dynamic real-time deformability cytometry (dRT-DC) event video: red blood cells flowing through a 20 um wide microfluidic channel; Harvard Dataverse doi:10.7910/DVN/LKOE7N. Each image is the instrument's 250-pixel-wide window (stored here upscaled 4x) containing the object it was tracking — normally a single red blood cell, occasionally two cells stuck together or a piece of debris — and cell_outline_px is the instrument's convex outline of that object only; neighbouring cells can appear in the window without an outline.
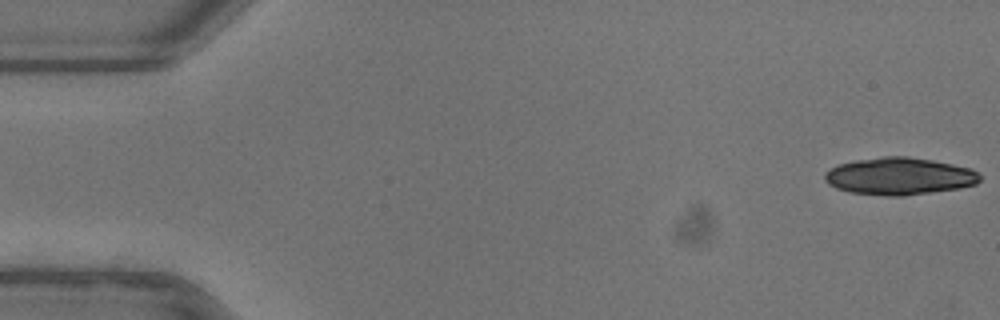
{"species": "common noctule bat (a hibernating species)", "species_latin": "Nyctalus noctula", "temperature_condition": "warm", "stored_images_in_passage": 39, "camera_frame_rate_fps": 3000, "um_per_image_px": 0.085, "animal": {"sex": "female"}, "frame": {"image": 1, "passage_image": 1, "time_ms": 0.0, "image_size_px": [1000, 320], "cell_outline_px": [[980, 180], [976, 184], [960, 188], [904, 196], [884, 196], [848, 192], [836, 188], [828, 184], [824, 180], [824, 172], [836, 164], [856, 160], [884, 156], [908, 156], [932, 160], [972, 168], [980, 176]], "centroid_in_image_um": [76.4, 14.98], "position_along_channel_um": 8.6, "area_um2": 33.99}}
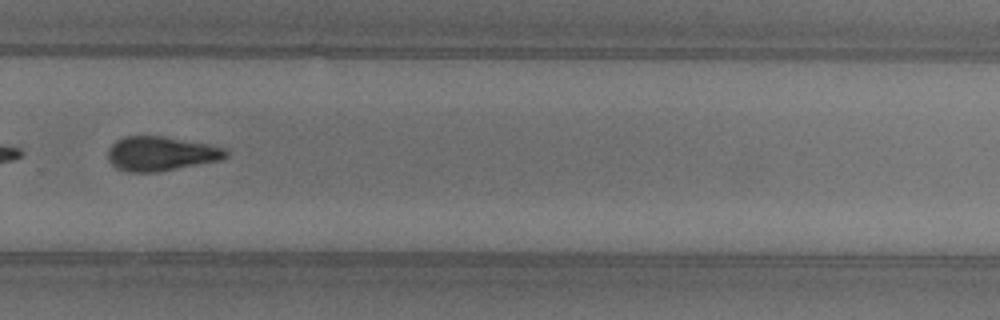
{"frame": {"image": 2, "passage_image": 36, "time_ms": 11.667, "image_size_px": [1000, 320], "cell_outline_px": [[228, 156], [220, 160], [156, 172], [128, 172], [116, 168], [108, 160], [108, 148], [116, 140], [124, 136], [164, 136], [208, 144], [224, 148], [228, 152]], "centroid_in_image_um": [13.65, 13.05], "position_along_channel_um": 316.2, "area_um2": 23.58}}